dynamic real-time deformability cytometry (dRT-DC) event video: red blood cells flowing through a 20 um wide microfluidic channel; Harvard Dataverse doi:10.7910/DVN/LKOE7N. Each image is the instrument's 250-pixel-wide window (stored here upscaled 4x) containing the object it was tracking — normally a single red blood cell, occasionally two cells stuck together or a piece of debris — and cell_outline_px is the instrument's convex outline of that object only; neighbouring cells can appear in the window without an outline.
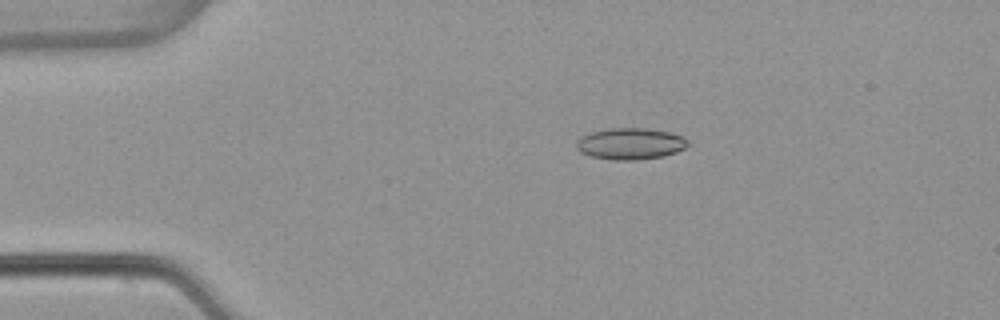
{"species": "common noctule bat (a hibernating species)", "species_latin": "Nyctalus noctula", "temperature_condition": "warm", "stored_images_in_passage": 53, "camera_frame_rate_fps": 3000, "um_per_image_px": 0.085, "animal": {"sex": "female", "body_mass_g": 22.7, "forearm_length_mm": 54.2}, "frame": {"image": 1, "passage_image": 11, "time_ms": 3.333, "image_size_px": [1000, 320], "cell_outline_px": [[688, 144], [684, 148], [676, 152], [664, 156], [636, 160], [612, 160], [592, 156], [580, 152], [576, 148], [576, 140], [580, 136], [592, 132], [608, 128], [648, 128], [672, 132], [684, 136], [688, 140]], "centroid_in_image_um": [53.59, 12.21], "position_along_channel_um": 31.4, "area_um2": 20.69}}
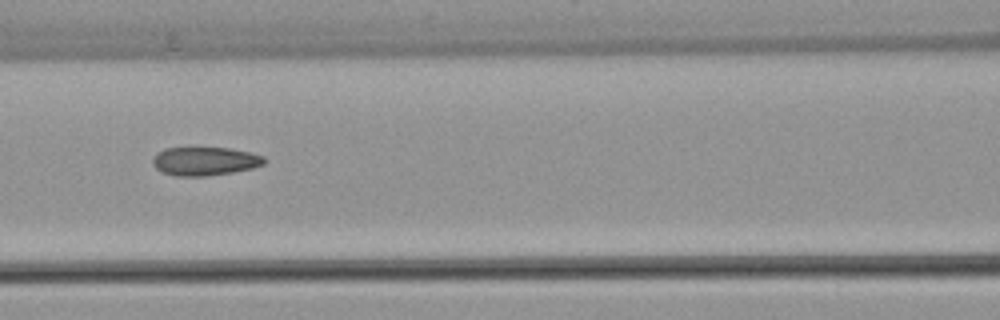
{"frame": {"image": 2, "passage_image": 24, "time_ms": 7.667, "image_size_px": [1000, 320], "cell_outline_px": [[268, 160], [264, 164], [252, 168], [232, 172], [204, 176], [176, 176], [160, 172], [152, 164], [152, 160], [156, 152], [164, 148], [228, 148], [252, 152], [264, 156]], "centroid_in_image_um": [17.41, 13.7], "position_along_channel_um": 149.2, "area_um2": 18.73}}
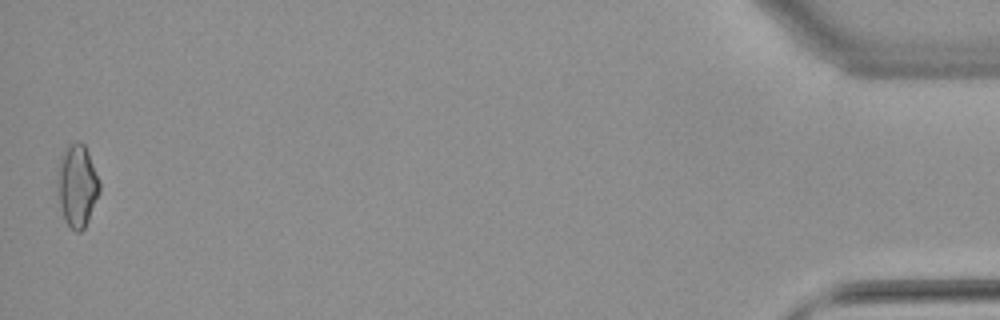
{"frame": {"image": 3, "passage_image": 53, "time_ms": 17.333, "image_size_px": [1000, 320], "cell_outline_px": [[100, 192], [88, 220], [84, 228], [80, 232], [76, 232], [64, 220], [60, 208], [60, 156], [72, 144], [80, 140], [84, 144], [88, 152], [100, 180]], "centroid_in_image_um": [6.62, 15.81], "position_along_channel_um": 428.6, "area_um2": 19.48}, "authors_computed_cell_mechanics": {"area_um2": 18.9006, "velocity_mm_per_s": 3.8707, "shape_relaxation_time_tau1_ms": null, "shape_relaxation_time_tau2_ms": 2.0903, "deformation_change_tau1": null, "deformation_change_tau2": 0.0769}}